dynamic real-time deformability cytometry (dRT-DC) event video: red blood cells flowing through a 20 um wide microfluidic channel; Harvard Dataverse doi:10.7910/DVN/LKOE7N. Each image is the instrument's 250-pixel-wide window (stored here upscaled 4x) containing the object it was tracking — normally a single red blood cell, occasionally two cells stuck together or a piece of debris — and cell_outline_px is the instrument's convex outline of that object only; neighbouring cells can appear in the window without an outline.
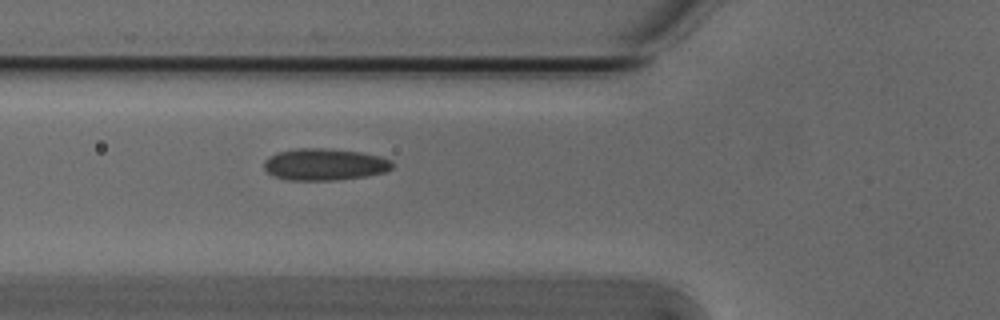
{"species": "Egyptian fruit bat (a non-hibernating species)", "species_latin": "Rousettus aegyptiacus", "temperature_condition": "cold", "stored_images_in_passage": 6, "camera_frame_rate_fps": 3000, "um_per_image_px": 0.085, "animal": {"sex": "male"}, "frame": {"image": 1, "passage_image": 6, "time_ms": 1.667, "image_size_px": [1000, 320], "cell_outline_px": [[392, 168], [384, 172], [364, 176], [336, 180], [288, 180], [276, 176], [268, 172], [264, 168], [264, 160], [268, 156], [276, 152], [296, 148], [328, 148], [360, 152], [380, 156], [392, 160]], "centroid_in_image_um": [27.57, 13.96], "position_along_channel_um": 98.2, "area_um2": 23.81}}